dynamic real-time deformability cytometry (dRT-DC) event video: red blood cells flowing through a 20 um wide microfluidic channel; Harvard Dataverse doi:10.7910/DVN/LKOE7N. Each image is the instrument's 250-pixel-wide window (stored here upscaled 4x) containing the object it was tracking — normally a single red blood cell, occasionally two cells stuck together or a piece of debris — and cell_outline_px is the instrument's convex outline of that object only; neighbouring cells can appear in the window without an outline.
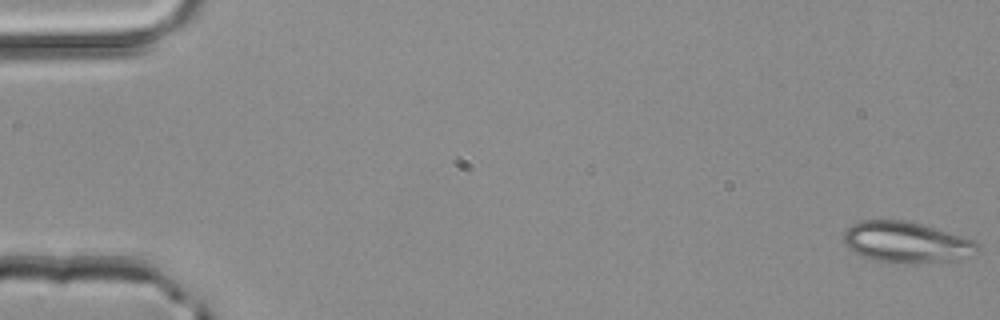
{"species": "common noctule bat (a hibernating species)", "species_latin": "Nyctalus noctula", "temperature_condition": "room temperature", "stored_images_in_passage": 51, "camera_frame_rate_fps": 3000, "um_per_image_px": 0.085, "animal": {"sex": "male", "body_mass_g": 20.4}, "frame": {"image": 1, "passage_image": 1, "time_ms": 0.0, "image_size_px": [1000, 320], "cell_outline_px": [[980, 252], [976, 256], [968, 260], [912, 264], [892, 264], [860, 256], [844, 240], [844, 232], [852, 224], [860, 220], [904, 220], [920, 224], [960, 236], [972, 240], [980, 248]], "centroid_in_image_um": [77.13, 20.64], "position_along_channel_um": 7.9, "area_um2": 32.37}}
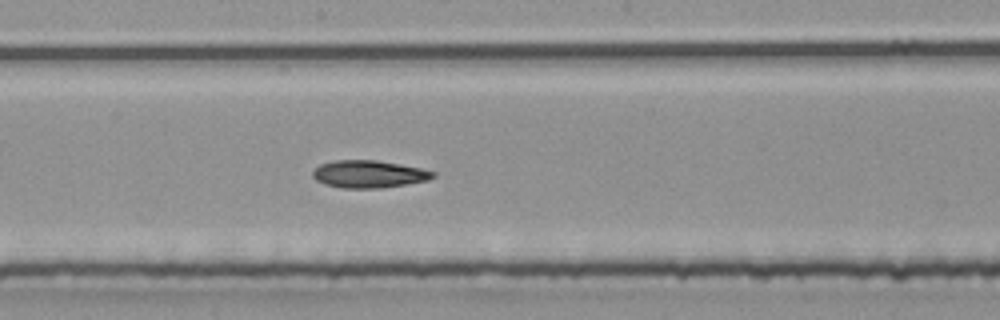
{"frame": {"image": 2, "passage_image": 28, "time_ms": 9.0, "image_size_px": [1000, 320], "cell_outline_px": [[436, 176], [428, 180], [380, 188], [344, 188], [324, 184], [316, 180], [312, 176], [312, 172], [320, 164], [336, 160], [376, 160], [420, 168], [436, 172]], "centroid_in_image_um": [31.33, 14.8], "position_along_channel_um": 216.9, "area_um2": 19.07}}
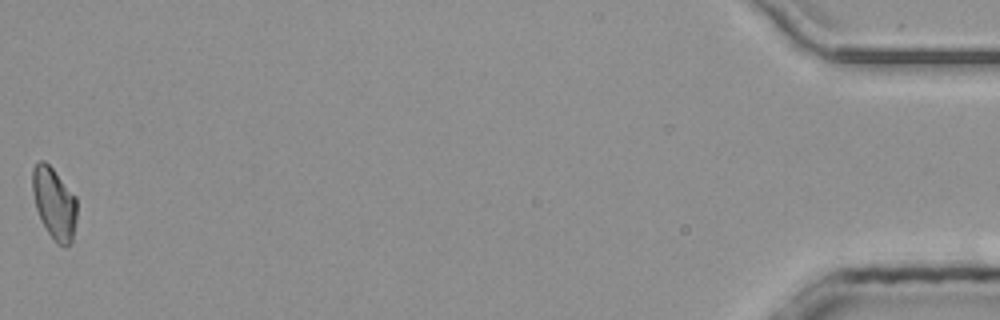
{"frame": {"image": 3, "passage_image": 51, "time_ms": 16.667, "image_size_px": [1000, 320], "cell_outline_px": [[76, 220], [72, 240], [64, 248], [56, 244], [40, 220], [36, 208], [32, 192], [32, 168], [40, 160], [44, 160], [52, 168], [76, 196]], "centroid_in_image_um": [4.6, 17.29], "position_along_channel_um": 430.6, "area_um2": 18.61}, "authors_computed_cell_mechanics": {"area_um2": 19.074, "velocity_mm_per_s": 4.1335, "shape_relaxation_time_tau1_ms": null, "shape_relaxation_time_tau2_ms": 8.3573, "deformation_change_tau1": null, "deformation_change_tau2": 0.1517}}